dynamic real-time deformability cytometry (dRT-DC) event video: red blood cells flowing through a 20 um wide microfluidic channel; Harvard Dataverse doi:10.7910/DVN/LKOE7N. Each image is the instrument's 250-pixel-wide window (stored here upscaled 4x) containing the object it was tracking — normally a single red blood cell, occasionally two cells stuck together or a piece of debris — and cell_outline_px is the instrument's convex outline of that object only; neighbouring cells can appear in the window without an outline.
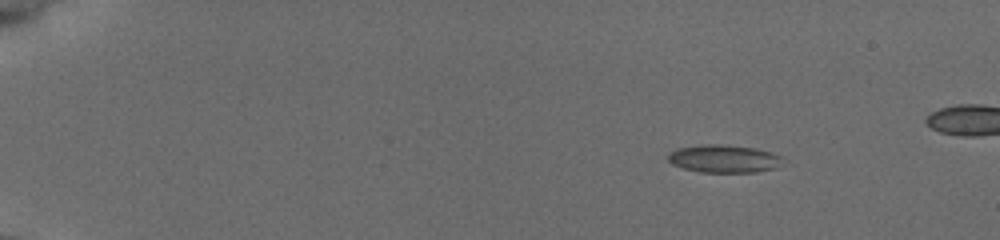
{"species": "common noctule bat (a hibernating species)", "species_latin": "Nyctalus noctula", "temperature_condition": "cold", "stored_images_in_passage": 48, "camera_frame_rate_fps": 3000, "um_per_image_px": 0.085, "animal": {"sex": "female", "body_mass_g": 19.5, "forearm_length_mm": 54.1}, "frame": {"image": 1, "passage_image": 1, "time_ms": 0.0, "image_size_px": [1000, 240], "cell_outline_px": [[788, 160], [776, 168], [756, 172], [700, 172], [684, 168], [672, 164], [668, 160], [668, 156], [676, 148], [704, 144], [720, 144], [752, 148], [768, 152], [780, 156]], "centroid_in_image_um": [61.56, 13.5], "position_along_channel_um": 23.4, "area_um2": 18.55}}
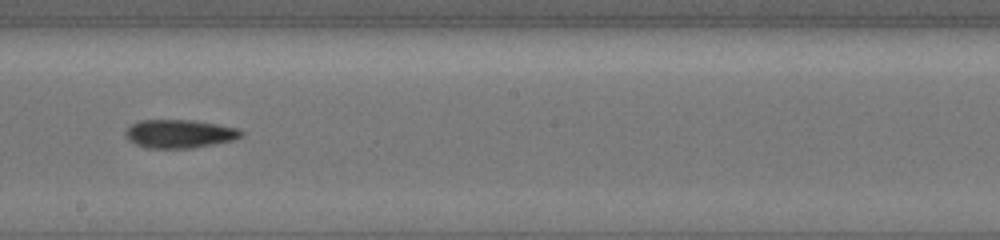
{"frame": {"image": 2, "passage_image": 27, "time_ms": 8.667, "image_size_px": [1000, 240], "cell_outline_px": [[244, 136], [232, 140], [192, 148], [148, 148], [136, 144], [128, 140], [124, 136], [124, 132], [132, 124], [140, 120], [196, 120], [236, 128], [244, 132]], "centroid_in_image_um": [15.24, 11.37], "position_along_channel_um": 233.0, "area_um2": 19.13}}
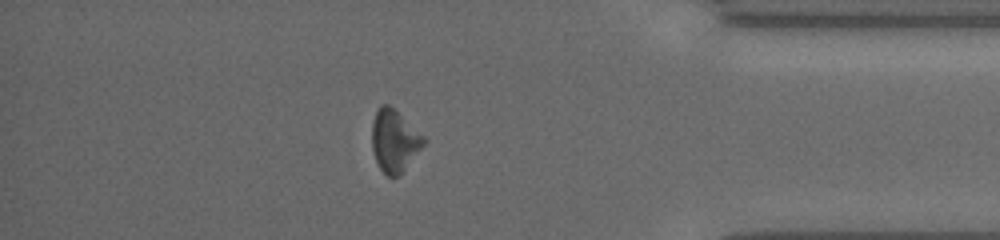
{"frame": {"image": 3, "passage_image": 42, "time_ms": 13.667, "image_size_px": [1000, 240], "cell_outline_px": [[428, 140], [404, 168], [396, 176], [388, 176], [380, 168], [376, 160], [372, 148], [372, 124], [376, 112], [380, 104], [388, 104], [424, 136]], "centroid_in_image_um": [33.51, 11.94], "position_along_channel_um": 401.7, "area_um2": 18.21}}